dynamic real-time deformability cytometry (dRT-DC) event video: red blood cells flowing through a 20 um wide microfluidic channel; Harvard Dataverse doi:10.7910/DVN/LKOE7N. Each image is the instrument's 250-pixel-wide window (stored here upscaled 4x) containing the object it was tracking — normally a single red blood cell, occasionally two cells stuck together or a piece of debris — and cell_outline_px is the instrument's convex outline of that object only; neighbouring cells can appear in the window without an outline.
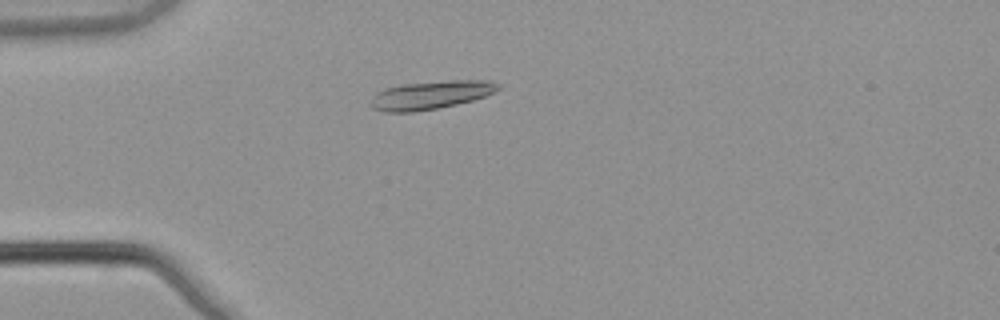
{"species": "common noctule bat (a hibernating species)", "species_latin": "Nyctalus noctula", "temperature_condition": "warm", "stored_images_in_passage": 3, "camera_frame_rate_fps": 3000, "um_per_image_px": 0.085, "animal": {"sex": "male", "body_mass_g": 21.5, "forearm_length_mm": 52.0}, "frame": {"image": 1, "passage_image": 2, "time_ms": 0.333, "image_size_px": [1000, 320], "cell_outline_px": [[500, 88], [484, 96], [472, 100], [456, 104], [436, 108], [412, 112], [384, 112], [372, 108], [372, 104], [376, 92], [384, 88], [400, 84], [448, 80], [488, 80], [500, 84]], "centroid_in_image_um": [36.6, 8.06], "position_along_channel_um": 48.4, "area_um2": 20.87}}